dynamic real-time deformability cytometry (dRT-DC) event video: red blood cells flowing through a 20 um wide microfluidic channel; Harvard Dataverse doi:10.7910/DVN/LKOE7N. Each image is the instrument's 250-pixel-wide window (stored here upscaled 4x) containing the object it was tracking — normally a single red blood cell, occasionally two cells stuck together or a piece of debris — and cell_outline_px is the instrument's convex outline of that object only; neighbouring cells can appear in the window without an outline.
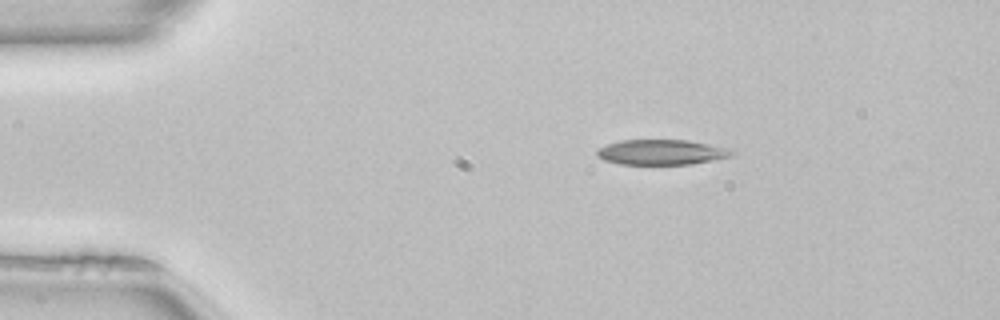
{"species": "common noctule bat (a hibernating species)", "species_latin": "Nyctalus noctula", "temperature_condition": "room temperature", "stored_images_in_passage": 43, "camera_frame_rate_fps": 3000, "um_per_image_px": 0.085, "animal": {"sex": "female", "body_mass_g": 22.7, "forearm_length_mm": 54.2}, "frame": {"image": 1, "passage_image": 1, "time_ms": 0.0, "image_size_px": [1000, 320], "cell_outline_px": [[736, 152], [732, 156], [716, 160], [692, 164], [620, 164], [604, 160], [596, 156], [596, 148], [620, 140], [688, 140], [708, 144], [724, 148]], "centroid_in_image_um": [56.19, 12.94], "position_along_channel_um": 28.8, "area_um2": 19.83}}
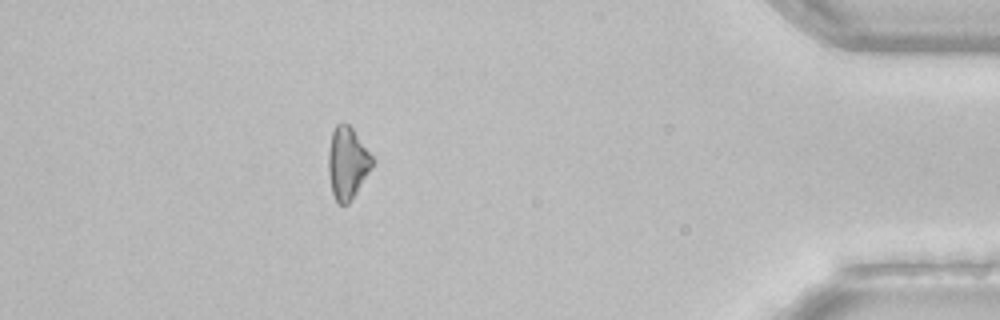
{"frame": {"image": 2, "passage_image": 37, "time_ms": 12.0, "image_size_px": [1000, 320], "cell_outline_px": [[376, 160], [372, 168], [348, 204], [340, 204], [336, 200], [332, 192], [328, 176], [328, 152], [332, 132], [336, 124], [348, 124], [352, 128]], "centroid_in_image_um": [29.53, 13.85], "position_along_channel_um": 405.7, "area_um2": 18.44}, "authors_computed_cell_mechanics": {"area_um2": 19.8254, "velocity_mm_per_s": 4.0467, "shape_relaxation_time_tau1_ms": 6.6651, "shape_relaxation_time_tau2_ms": null, "deformation_change_tau1": 0.146, "deformation_change_tau2": null}}